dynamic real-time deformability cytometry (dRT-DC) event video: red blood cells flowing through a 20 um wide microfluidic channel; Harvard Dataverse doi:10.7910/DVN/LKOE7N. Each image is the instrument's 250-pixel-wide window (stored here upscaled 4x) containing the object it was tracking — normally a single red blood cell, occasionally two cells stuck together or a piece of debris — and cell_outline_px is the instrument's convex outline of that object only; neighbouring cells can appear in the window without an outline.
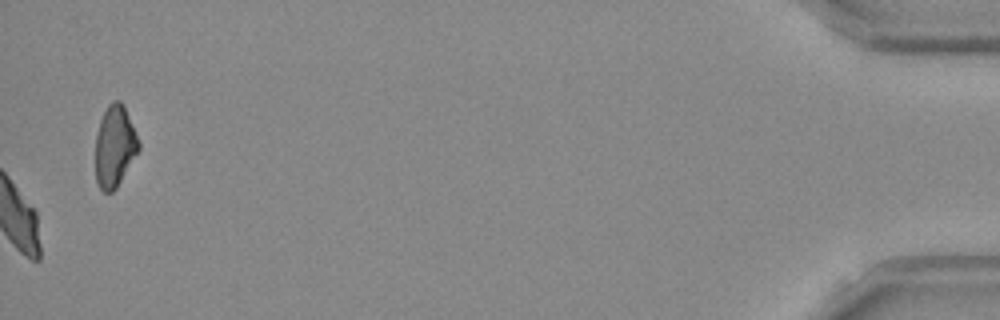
{"species": "Egyptian fruit bat (a non-hibernating species)", "species_latin": "Rousettus aegyptiacus", "temperature_condition": "room temperature", "stored_images_in_passage": 38, "camera_frame_rate_fps": 3000, "um_per_image_px": 0.085, "frame": {"image": 1, "passage_image": 38, "time_ms": 12.333, "image_size_px": [1000, 320], "cell_outline_px": [[140, 148], [116, 188], [112, 192], [104, 192], [100, 188], [96, 180], [96, 132], [100, 120], [108, 104], [112, 100], [120, 100], [124, 104], [140, 144]], "centroid_in_image_um": [9.74, 12.41], "position_along_channel_um": 425.5, "area_um2": 20.4}}